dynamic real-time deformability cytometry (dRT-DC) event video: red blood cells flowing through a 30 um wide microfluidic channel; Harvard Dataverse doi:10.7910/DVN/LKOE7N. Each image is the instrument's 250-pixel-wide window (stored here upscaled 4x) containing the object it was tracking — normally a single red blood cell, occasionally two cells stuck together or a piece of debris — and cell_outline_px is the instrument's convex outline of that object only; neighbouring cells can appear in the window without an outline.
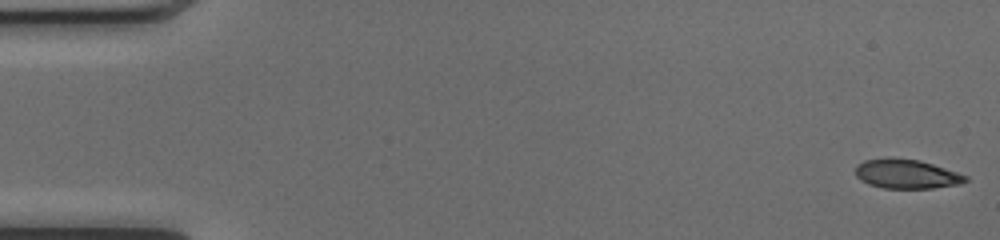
{"species": "common noctule bat (a hibernating species)", "species_latin": "Nyctalus noctula", "temperature_condition": "cold", "stored_images_in_passage": 50, "camera_frame_rate_fps": 3000, "um_per_image_px": 0.085, "animal": {"sex": "female", "body_mass_g": 17.0, "forearm_length_mm": 48.0}, "frame": {"image": 1, "passage_image": 1, "time_ms": 0.0, "image_size_px": [1000, 240], "cell_outline_px": [[968, 180], [960, 184], [932, 188], [884, 188], [868, 184], [860, 180], [856, 176], [856, 164], [864, 160], [888, 156], [920, 160], [968, 176]], "centroid_in_image_um": [77.01, 14.77], "position_along_channel_um": 8.0, "area_um2": 18.96}}
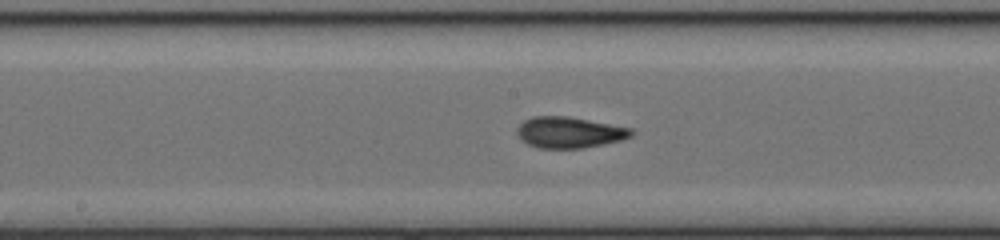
{"frame": {"image": 2, "passage_image": 26, "time_ms": 8.333, "image_size_px": [1000, 240], "cell_outline_px": [[636, 132], [632, 136], [620, 140], [604, 144], [584, 148], [540, 148], [528, 144], [520, 140], [516, 132], [516, 128], [524, 120], [532, 116], [568, 116], [632, 128]], "centroid_in_image_um": [48.39, 11.25], "position_along_channel_um": 199.8, "area_um2": 20.87}}
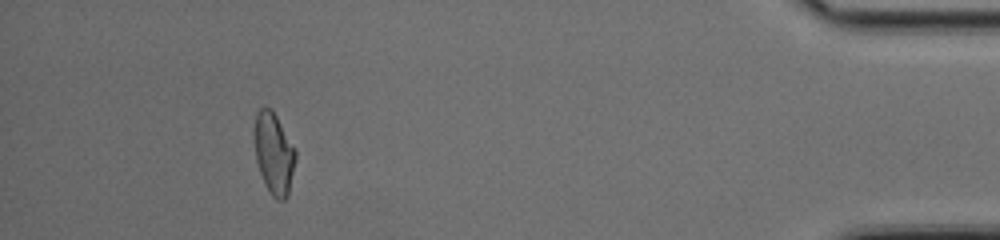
{"frame": {"image": 3, "passage_image": 46, "time_ms": 15.0, "image_size_px": [1000, 240], "cell_outline_px": [[296, 156], [288, 196], [284, 200], [276, 200], [272, 196], [260, 172], [256, 160], [252, 132], [256, 112], [260, 108], [272, 108], [296, 148]], "centroid_in_image_um": [23.26, 12.98], "position_along_channel_um": 411.9, "area_um2": 19.88}, "authors_computed_cell_mechanics": {"area_um2": 19.8832, "velocity_mm_per_s": 4.1271, "shape_relaxation_time_tau1_ms": 3.904, "shape_relaxation_time_tau2_ms": 1.5178, "deformation_change_tau1": 0.1785, "deformation_change_tau2": 0.0924}}